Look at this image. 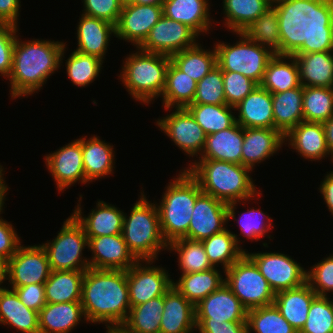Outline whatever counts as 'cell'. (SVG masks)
Returning a JSON list of instances; mask_svg holds the SVG:
<instances>
[{
	"mask_svg": "<svg viewBox=\"0 0 333 333\" xmlns=\"http://www.w3.org/2000/svg\"><path fill=\"white\" fill-rule=\"evenodd\" d=\"M80 302L87 322H105L107 328L120 327L131 308L127 271L88 268Z\"/></svg>",
	"mask_w": 333,
	"mask_h": 333,
	"instance_id": "obj_1",
	"label": "cell"
},
{
	"mask_svg": "<svg viewBox=\"0 0 333 333\" xmlns=\"http://www.w3.org/2000/svg\"><path fill=\"white\" fill-rule=\"evenodd\" d=\"M18 37L8 76L12 99L39 91L60 67L66 49V43L63 42L39 39L22 42Z\"/></svg>",
	"mask_w": 333,
	"mask_h": 333,
	"instance_id": "obj_2",
	"label": "cell"
},
{
	"mask_svg": "<svg viewBox=\"0 0 333 333\" xmlns=\"http://www.w3.org/2000/svg\"><path fill=\"white\" fill-rule=\"evenodd\" d=\"M187 171L198 181L201 191L229 204L261 195L249 176L248 167L230 162L199 159Z\"/></svg>",
	"mask_w": 333,
	"mask_h": 333,
	"instance_id": "obj_3",
	"label": "cell"
},
{
	"mask_svg": "<svg viewBox=\"0 0 333 333\" xmlns=\"http://www.w3.org/2000/svg\"><path fill=\"white\" fill-rule=\"evenodd\" d=\"M290 53L303 87L333 88V46L312 23L296 35Z\"/></svg>",
	"mask_w": 333,
	"mask_h": 333,
	"instance_id": "obj_4",
	"label": "cell"
},
{
	"mask_svg": "<svg viewBox=\"0 0 333 333\" xmlns=\"http://www.w3.org/2000/svg\"><path fill=\"white\" fill-rule=\"evenodd\" d=\"M173 179L157 205L162 236L167 244L187 238L193 207L202 193L198 181L186 169Z\"/></svg>",
	"mask_w": 333,
	"mask_h": 333,
	"instance_id": "obj_5",
	"label": "cell"
},
{
	"mask_svg": "<svg viewBox=\"0 0 333 333\" xmlns=\"http://www.w3.org/2000/svg\"><path fill=\"white\" fill-rule=\"evenodd\" d=\"M141 192L139 201L124 215L122 235L138 261L157 260L158 252L168 249L160 228L157 204L148 202ZM128 217V218H127Z\"/></svg>",
	"mask_w": 333,
	"mask_h": 333,
	"instance_id": "obj_6",
	"label": "cell"
},
{
	"mask_svg": "<svg viewBox=\"0 0 333 333\" xmlns=\"http://www.w3.org/2000/svg\"><path fill=\"white\" fill-rule=\"evenodd\" d=\"M137 49L126 57L119 77L133 99L149 104L163 93L171 58Z\"/></svg>",
	"mask_w": 333,
	"mask_h": 333,
	"instance_id": "obj_7",
	"label": "cell"
},
{
	"mask_svg": "<svg viewBox=\"0 0 333 333\" xmlns=\"http://www.w3.org/2000/svg\"><path fill=\"white\" fill-rule=\"evenodd\" d=\"M307 24L293 9L285 5H273L242 33L273 54H287L292 49L296 35Z\"/></svg>",
	"mask_w": 333,
	"mask_h": 333,
	"instance_id": "obj_8",
	"label": "cell"
},
{
	"mask_svg": "<svg viewBox=\"0 0 333 333\" xmlns=\"http://www.w3.org/2000/svg\"><path fill=\"white\" fill-rule=\"evenodd\" d=\"M236 34L239 35L240 41L235 45L224 42L216 44L217 66L222 71L241 73L259 85L268 62L275 54L248 39L242 32Z\"/></svg>",
	"mask_w": 333,
	"mask_h": 333,
	"instance_id": "obj_9",
	"label": "cell"
},
{
	"mask_svg": "<svg viewBox=\"0 0 333 333\" xmlns=\"http://www.w3.org/2000/svg\"><path fill=\"white\" fill-rule=\"evenodd\" d=\"M223 272L225 284L247 310L273 304L276 294L246 254Z\"/></svg>",
	"mask_w": 333,
	"mask_h": 333,
	"instance_id": "obj_10",
	"label": "cell"
},
{
	"mask_svg": "<svg viewBox=\"0 0 333 333\" xmlns=\"http://www.w3.org/2000/svg\"><path fill=\"white\" fill-rule=\"evenodd\" d=\"M86 246H88V237L73 215L64 221L56 238L42 245L53 271H86L90 268L89 259L82 257V250Z\"/></svg>",
	"mask_w": 333,
	"mask_h": 333,
	"instance_id": "obj_11",
	"label": "cell"
},
{
	"mask_svg": "<svg viewBox=\"0 0 333 333\" xmlns=\"http://www.w3.org/2000/svg\"><path fill=\"white\" fill-rule=\"evenodd\" d=\"M245 254L256 264L274 293L300 287L306 282L304 270L291 257L275 252Z\"/></svg>",
	"mask_w": 333,
	"mask_h": 333,
	"instance_id": "obj_12",
	"label": "cell"
},
{
	"mask_svg": "<svg viewBox=\"0 0 333 333\" xmlns=\"http://www.w3.org/2000/svg\"><path fill=\"white\" fill-rule=\"evenodd\" d=\"M51 268L46 250L42 245H21L7 261L6 280L11 287L45 283Z\"/></svg>",
	"mask_w": 333,
	"mask_h": 333,
	"instance_id": "obj_13",
	"label": "cell"
},
{
	"mask_svg": "<svg viewBox=\"0 0 333 333\" xmlns=\"http://www.w3.org/2000/svg\"><path fill=\"white\" fill-rule=\"evenodd\" d=\"M155 261H137L127 271L130 306L143 304L153 298L164 296L172 287L173 280L162 267L149 266ZM144 265H142V264Z\"/></svg>",
	"mask_w": 333,
	"mask_h": 333,
	"instance_id": "obj_14",
	"label": "cell"
},
{
	"mask_svg": "<svg viewBox=\"0 0 333 333\" xmlns=\"http://www.w3.org/2000/svg\"><path fill=\"white\" fill-rule=\"evenodd\" d=\"M198 36L186 24L162 15L139 48L146 52L171 57L184 49L195 46Z\"/></svg>",
	"mask_w": 333,
	"mask_h": 333,
	"instance_id": "obj_15",
	"label": "cell"
},
{
	"mask_svg": "<svg viewBox=\"0 0 333 333\" xmlns=\"http://www.w3.org/2000/svg\"><path fill=\"white\" fill-rule=\"evenodd\" d=\"M156 123L160 130L188 156L201 155L206 134L186 107L175 108V112L158 119Z\"/></svg>",
	"mask_w": 333,
	"mask_h": 333,
	"instance_id": "obj_16",
	"label": "cell"
},
{
	"mask_svg": "<svg viewBox=\"0 0 333 333\" xmlns=\"http://www.w3.org/2000/svg\"><path fill=\"white\" fill-rule=\"evenodd\" d=\"M162 15V6L159 5L124 4L114 36L139 48Z\"/></svg>",
	"mask_w": 333,
	"mask_h": 333,
	"instance_id": "obj_17",
	"label": "cell"
},
{
	"mask_svg": "<svg viewBox=\"0 0 333 333\" xmlns=\"http://www.w3.org/2000/svg\"><path fill=\"white\" fill-rule=\"evenodd\" d=\"M247 309L224 283L195 305V323L246 321Z\"/></svg>",
	"mask_w": 333,
	"mask_h": 333,
	"instance_id": "obj_18",
	"label": "cell"
},
{
	"mask_svg": "<svg viewBox=\"0 0 333 333\" xmlns=\"http://www.w3.org/2000/svg\"><path fill=\"white\" fill-rule=\"evenodd\" d=\"M228 204L206 193H201L194 204L187 239L202 241L222 232L227 220Z\"/></svg>",
	"mask_w": 333,
	"mask_h": 333,
	"instance_id": "obj_19",
	"label": "cell"
},
{
	"mask_svg": "<svg viewBox=\"0 0 333 333\" xmlns=\"http://www.w3.org/2000/svg\"><path fill=\"white\" fill-rule=\"evenodd\" d=\"M45 162L58 191L62 192L78 181L88 183L82 161V138L72 141L54 153L45 155Z\"/></svg>",
	"mask_w": 333,
	"mask_h": 333,
	"instance_id": "obj_20",
	"label": "cell"
},
{
	"mask_svg": "<svg viewBox=\"0 0 333 333\" xmlns=\"http://www.w3.org/2000/svg\"><path fill=\"white\" fill-rule=\"evenodd\" d=\"M92 259L89 267L99 270H128L138 260L130 252L122 234L88 237Z\"/></svg>",
	"mask_w": 333,
	"mask_h": 333,
	"instance_id": "obj_21",
	"label": "cell"
},
{
	"mask_svg": "<svg viewBox=\"0 0 333 333\" xmlns=\"http://www.w3.org/2000/svg\"><path fill=\"white\" fill-rule=\"evenodd\" d=\"M285 143V136L274 128H243L241 164L253 169L256 163L273 156Z\"/></svg>",
	"mask_w": 333,
	"mask_h": 333,
	"instance_id": "obj_22",
	"label": "cell"
},
{
	"mask_svg": "<svg viewBox=\"0 0 333 333\" xmlns=\"http://www.w3.org/2000/svg\"><path fill=\"white\" fill-rule=\"evenodd\" d=\"M159 333H192L196 329L195 306L173 285L164 295Z\"/></svg>",
	"mask_w": 333,
	"mask_h": 333,
	"instance_id": "obj_23",
	"label": "cell"
},
{
	"mask_svg": "<svg viewBox=\"0 0 333 333\" xmlns=\"http://www.w3.org/2000/svg\"><path fill=\"white\" fill-rule=\"evenodd\" d=\"M87 217H83L80 203L75 207L72 215L82 225L87 237L110 236L122 234L125 214L112 204L97 201Z\"/></svg>",
	"mask_w": 333,
	"mask_h": 333,
	"instance_id": "obj_24",
	"label": "cell"
},
{
	"mask_svg": "<svg viewBox=\"0 0 333 333\" xmlns=\"http://www.w3.org/2000/svg\"><path fill=\"white\" fill-rule=\"evenodd\" d=\"M236 122L243 128H274L272 94L257 85L238 105Z\"/></svg>",
	"mask_w": 333,
	"mask_h": 333,
	"instance_id": "obj_25",
	"label": "cell"
},
{
	"mask_svg": "<svg viewBox=\"0 0 333 333\" xmlns=\"http://www.w3.org/2000/svg\"><path fill=\"white\" fill-rule=\"evenodd\" d=\"M77 29L78 47L76 51L96 56L104 61L111 35H115V25L103 19L81 15Z\"/></svg>",
	"mask_w": 333,
	"mask_h": 333,
	"instance_id": "obj_26",
	"label": "cell"
},
{
	"mask_svg": "<svg viewBox=\"0 0 333 333\" xmlns=\"http://www.w3.org/2000/svg\"><path fill=\"white\" fill-rule=\"evenodd\" d=\"M285 139L290 147L305 159L316 161L329 155L323 123L302 121L285 136Z\"/></svg>",
	"mask_w": 333,
	"mask_h": 333,
	"instance_id": "obj_27",
	"label": "cell"
},
{
	"mask_svg": "<svg viewBox=\"0 0 333 333\" xmlns=\"http://www.w3.org/2000/svg\"><path fill=\"white\" fill-rule=\"evenodd\" d=\"M317 296L305 282L300 287L276 293L273 304L299 333L306 323L310 305Z\"/></svg>",
	"mask_w": 333,
	"mask_h": 333,
	"instance_id": "obj_28",
	"label": "cell"
},
{
	"mask_svg": "<svg viewBox=\"0 0 333 333\" xmlns=\"http://www.w3.org/2000/svg\"><path fill=\"white\" fill-rule=\"evenodd\" d=\"M243 127L237 122L226 130L206 135L199 159H212L241 164Z\"/></svg>",
	"mask_w": 333,
	"mask_h": 333,
	"instance_id": "obj_29",
	"label": "cell"
},
{
	"mask_svg": "<svg viewBox=\"0 0 333 333\" xmlns=\"http://www.w3.org/2000/svg\"><path fill=\"white\" fill-rule=\"evenodd\" d=\"M82 318L85 315L80 301L46 303L38 313L39 330L40 333H69Z\"/></svg>",
	"mask_w": 333,
	"mask_h": 333,
	"instance_id": "obj_30",
	"label": "cell"
},
{
	"mask_svg": "<svg viewBox=\"0 0 333 333\" xmlns=\"http://www.w3.org/2000/svg\"><path fill=\"white\" fill-rule=\"evenodd\" d=\"M0 324L22 333H40L38 312L27 308L14 289L0 287Z\"/></svg>",
	"mask_w": 333,
	"mask_h": 333,
	"instance_id": "obj_31",
	"label": "cell"
},
{
	"mask_svg": "<svg viewBox=\"0 0 333 333\" xmlns=\"http://www.w3.org/2000/svg\"><path fill=\"white\" fill-rule=\"evenodd\" d=\"M209 0H164L162 4L163 15L186 24L198 35L211 28Z\"/></svg>",
	"mask_w": 333,
	"mask_h": 333,
	"instance_id": "obj_32",
	"label": "cell"
},
{
	"mask_svg": "<svg viewBox=\"0 0 333 333\" xmlns=\"http://www.w3.org/2000/svg\"><path fill=\"white\" fill-rule=\"evenodd\" d=\"M303 86L272 93L274 129L286 136L303 118Z\"/></svg>",
	"mask_w": 333,
	"mask_h": 333,
	"instance_id": "obj_33",
	"label": "cell"
},
{
	"mask_svg": "<svg viewBox=\"0 0 333 333\" xmlns=\"http://www.w3.org/2000/svg\"><path fill=\"white\" fill-rule=\"evenodd\" d=\"M86 137L82 138V161L86 180L92 182L113 173L114 148L97 135Z\"/></svg>",
	"mask_w": 333,
	"mask_h": 333,
	"instance_id": "obj_34",
	"label": "cell"
},
{
	"mask_svg": "<svg viewBox=\"0 0 333 333\" xmlns=\"http://www.w3.org/2000/svg\"><path fill=\"white\" fill-rule=\"evenodd\" d=\"M259 85L271 94L299 87L301 84L295 57L290 52L287 54H275L268 62Z\"/></svg>",
	"mask_w": 333,
	"mask_h": 333,
	"instance_id": "obj_35",
	"label": "cell"
},
{
	"mask_svg": "<svg viewBox=\"0 0 333 333\" xmlns=\"http://www.w3.org/2000/svg\"><path fill=\"white\" fill-rule=\"evenodd\" d=\"M85 271H53L44 283L46 303L81 301L82 282Z\"/></svg>",
	"mask_w": 333,
	"mask_h": 333,
	"instance_id": "obj_36",
	"label": "cell"
},
{
	"mask_svg": "<svg viewBox=\"0 0 333 333\" xmlns=\"http://www.w3.org/2000/svg\"><path fill=\"white\" fill-rule=\"evenodd\" d=\"M172 285L194 306L212 292L216 291L225 279L216 267L196 273L182 274Z\"/></svg>",
	"mask_w": 333,
	"mask_h": 333,
	"instance_id": "obj_37",
	"label": "cell"
},
{
	"mask_svg": "<svg viewBox=\"0 0 333 333\" xmlns=\"http://www.w3.org/2000/svg\"><path fill=\"white\" fill-rule=\"evenodd\" d=\"M197 82L178 69L171 61L166 73V83L162 93L164 108H185L192 104Z\"/></svg>",
	"mask_w": 333,
	"mask_h": 333,
	"instance_id": "obj_38",
	"label": "cell"
},
{
	"mask_svg": "<svg viewBox=\"0 0 333 333\" xmlns=\"http://www.w3.org/2000/svg\"><path fill=\"white\" fill-rule=\"evenodd\" d=\"M237 236L228 229H224L201 241L213 267L221 263L226 271L245 254L246 251L241 248L240 240H238L240 238Z\"/></svg>",
	"mask_w": 333,
	"mask_h": 333,
	"instance_id": "obj_39",
	"label": "cell"
},
{
	"mask_svg": "<svg viewBox=\"0 0 333 333\" xmlns=\"http://www.w3.org/2000/svg\"><path fill=\"white\" fill-rule=\"evenodd\" d=\"M163 309L164 296L133 306L120 327L127 333H159Z\"/></svg>",
	"mask_w": 333,
	"mask_h": 333,
	"instance_id": "obj_40",
	"label": "cell"
},
{
	"mask_svg": "<svg viewBox=\"0 0 333 333\" xmlns=\"http://www.w3.org/2000/svg\"><path fill=\"white\" fill-rule=\"evenodd\" d=\"M225 26L240 33L265 13L273 3L270 0H223Z\"/></svg>",
	"mask_w": 333,
	"mask_h": 333,
	"instance_id": "obj_41",
	"label": "cell"
},
{
	"mask_svg": "<svg viewBox=\"0 0 333 333\" xmlns=\"http://www.w3.org/2000/svg\"><path fill=\"white\" fill-rule=\"evenodd\" d=\"M197 42L193 47L172 55L171 62L197 83L217 65L215 47L205 50Z\"/></svg>",
	"mask_w": 333,
	"mask_h": 333,
	"instance_id": "obj_42",
	"label": "cell"
},
{
	"mask_svg": "<svg viewBox=\"0 0 333 333\" xmlns=\"http://www.w3.org/2000/svg\"><path fill=\"white\" fill-rule=\"evenodd\" d=\"M206 135L226 130L236 123L234 107L227 104H190L186 107Z\"/></svg>",
	"mask_w": 333,
	"mask_h": 333,
	"instance_id": "obj_43",
	"label": "cell"
},
{
	"mask_svg": "<svg viewBox=\"0 0 333 333\" xmlns=\"http://www.w3.org/2000/svg\"><path fill=\"white\" fill-rule=\"evenodd\" d=\"M247 333H298L274 304L247 310Z\"/></svg>",
	"mask_w": 333,
	"mask_h": 333,
	"instance_id": "obj_44",
	"label": "cell"
},
{
	"mask_svg": "<svg viewBox=\"0 0 333 333\" xmlns=\"http://www.w3.org/2000/svg\"><path fill=\"white\" fill-rule=\"evenodd\" d=\"M167 250L179 254L178 265L182 274L196 273L213 268L201 241L180 238L169 243Z\"/></svg>",
	"mask_w": 333,
	"mask_h": 333,
	"instance_id": "obj_45",
	"label": "cell"
},
{
	"mask_svg": "<svg viewBox=\"0 0 333 333\" xmlns=\"http://www.w3.org/2000/svg\"><path fill=\"white\" fill-rule=\"evenodd\" d=\"M303 118L324 123L333 115V88L303 87Z\"/></svg>",
	"mask_w": 333,
	"mask_h": 333,
	"instance_id": "obj_46",
	"label": "cell"
},
{
	"mask_svg": "<svg viewBox=\"0 0 333 333\" xmlns=\"http://www.w3.org/2000/svg\"><path fill=\"white\" fill-rule=\"evenodd\" d=\"M65 63L67 75L73 85L81 88L92 83L103 67V61L98 57L82 54L75 49Z\"/></svg>",
	"mask_w": 333,
	"mask_h": 333,
	"instance_id": "obj_47",
	"label": "cell"
},
{
	"mask_svg": "<svg viewBox=\"0 0 333 333\" xmlns=\"http://www.w3.org/2000/svg\"><path fill=\"white\" fill-rule=\"evenodd\" d=\"M237 202L229 203L227 206V220L235 219L240 225L241 234L246 236L251 240H259L263 238L266 233L270 231L271 218L265 216V213L260 211V209L250 208V210L244 212L239 216V219H236L235 209ZM266 218L267 221L263 222V218ZM269 222V223H268ZM267 223V224H266Z\"/></svg>",
	"mask_w": 333,
	"mask_h": 333,
	"instance_id": "obj_48",
	"label": "cell"
},
{
	"mask_svg": "<svg viewBox=\"0 0 333 333\" xmlns=\"http://www.w3.org/2000/svg\"><path fill=\"white\" fill-rule=\"evenodd\" d=\"M317 296L311 303L307 320L299 333H333V300Z\"/></svg>",
	"mask_w": 333,
	"mask_h": 333,
	"instance_id": "obj_49",
	"label": "cell"
},
{
	"mask_svg": "<svg viewBox=\"0 0 333 333\" xmlns=\"http://www.w3.org/2000/svg\"><path fill=\"white\" fill-rule=\"evenodd\" d=\"M192 104H226L223 71L217 65L197 83Z\"/></svg>",
	"mask_w": 333,
	"mask_h": 333,
	"instance_id": "obj_50",
	"label": "cell"
},
{
	"mask_svg": "<svg viewBox=\"0 0 333 333\" xmlns=\"http://www.w3.org/2000/svg\"><path fill=\"white\" fill-rule=\"evenodd\" d=\"M226 104L235 107L258 85L241 73L223 71Z\"/></svg>",
	"mask_w": 333,
	"mask_h": 333,
	"instance_id": "obj_51",
	"label": "cell"
},
{
	"mask_svg": "<svg viewBox=\"0 0 333 333\" xmlns=\"http://www.w3.org/2000/svg\"><path fill=\"white\" fill-rule=\"evenodd\" d=\"M306 282L318 296L333 292V255L313 265L306 273Z\"/></svg>",
	"mask_w": 333,
	"mask_h": 333,
	"instance_id": "obj_52",
	"label": "cell"
},
{
	"mask_svg": "<svg viewBox=\"0 0 333 333\" xmlns=\"http://www.w3.org/2000/svg\"><path fill=\"white\" fill-rule=\"evenodd\" d=\"M273 5H285L293 9L307 23H312L332 3V0H270Z\"/></svg>",
	"mask_w": 333,
	"mask_h": 333,
	"instance_id": "obj_53",
	"label": "cell"
},
{
	"mask_svg": "<svg viewBox=\"0 0 333 333\" xmlns=\"http://www.w3.org/2000/svg\"><path fill=\"white\" fill-rule=\"evenodd\" d=\"M17 26L0 24V74L8 78L13 62Z\"/></svg>",
	"mask_w": 333,
	"mask_h": 333,
	"instance_id": "obj_54",
	"label": "cell"
},
{
	"mask_svg": "<svg viewBox=\"0 0 333 333\" xmlns=\"http://www.w3.org/2000/svg\"><path fill=\"white\" fill-rule=\"evenodd\" d=\"M83 14L103 19L116 25L122 10L123 4L119 0H83Z\"/></svg>",
	"mask_w": 333,
	"mask_h": 333,
	"instance_id": "obj_55",
	"label": "cell"
},
{
	"mask_svg": "<svg viewBox=\"0 0 333 333\" xmlns=\"http://www.w3.org/2000/svg\"><path fill=\"white\" fill-rule=\"evenodd\" d=\"M19 296L21 302L29 309L39 313L46 304L44 283L30 284L22 287H11Z\"/></svg>",
	"mask_w": 333,
	"mask_h": 333,
	"instance_id": "obj_56",
	"label": "cell"
},
{
	"mask_svg": "<svg viewBox=\"0 0 333 333\" xmlns=\"http://www.w3.org/2000/svg\"><path fill=\"white\" fill-rule=\"evenodd\" d=\"M21 245L13 225L0 217V257L7 262Z\"/></svg>",
	"mask_w": 333,
	"mask_h": 333,
	"instance_id": "obj_57",
	"label": "cell"
},
{
	"mask_svg": "<svg viewBox=\"0 0 333 333\" xmlns=\"http://www.w3.org/2000/svg\"><path fill=\"white\" fill-rule=\"evenodd\" d=\"M200 333H247L246 321L196 323Z\"/></svg>",
	"mask_w": 333,
	"mask_h": 333,
	"instance_id": "obj_58",
	"label": "cell"
},
{
	"mask_svg": "<svg viewBox=\"0 0 333 333\" xmlns=\"http://www.w3.org/2000/svg\"><path fill=\"white\" fill-rule=\"evenodd\" d=\"M20 0H0V24L17 26Z\"/></svg>",
	"mask_w": 333,
	"mask_h": 333,
	"instance_id": "obj_59",
	"label": "cell"
},
{
	"mask_svg": "<svg viewBox=\"0 0 333 333\" xmlns=\"http://www.w3.org/2000/svg\"><path fill=\"white\" fill-rule=\"evenodd\" d=\"M312 24L333 46V3Z\"/></svg>",
	"mask_w": 333,
	"mask_h": 333,
	"instance_id": "obj_60",
	"label": "cell"
},
{
	"mask_svg": "<svg viewBox=\"0 0 333 333\" xmlns=\"http://www.w3.org/2000/svg\"><path fill=\"white\" fill-rule=\"evenodd\" d=\"M319 190L330 213L333 214V171H330V173L325 176L323 182H321Z\"/></svg>",
	"mask_w": 333,
	"mask_h": 333,
	"instance_id": "obj_61",
	"label": "cell"
},
{
	"mask_svg": "<svg viewBox=\"0 0 333 333\" xmlns=\"http://www.w3.org/2000/svg\"><path fill=\"white\" fill-rule=\"evenodd\" d=\"M326 134V144L329 150V154L331 155V159L333 160V115L323 123Z\"/></svg>",
	"mask_w": 333,
	"mask_h": 333,
	"instance_id": "obj_62",
	"label": "cell"
},
{
	"mask_svg": "<svg viewBox=\"0 0 333 333\" xmlns=\"http://www.w3.org/2000/svg\"><path fill=\"white\" fill-rule=\"evenodd\" d=\"M3 168H2V166L0 165V214H2L1 212H3L2 210H4L3 209V205H4V201H5V196H6V192H7V190H8V186H7V184L5 185V181H4V175H3ZM1 217V216H0Z\"/></svg>",
	"mask_w": 333,
	"mask_h": 333,
	"instance_id": "obj_63",
	"label": "cell"
},
{
	"mask_svg": "<svg viewBox=\"0 0 333 333\" xmlns=\"http://www.w3.org/2000/svg\"><path fill=\"white\" fill-rule=\"evenodd\" d=\"M164 0H133L131 3L141 5H159L162 6Z\"/></svg>",
	"mask_w": 333,
	"mask_h": 333,
	"instance_id": "obj_64",
	"label": "cell"
},
{
	"mask_svg": "<svg viewBox=\"0 0 333 333\" xmlns=\"http://www.w3.org/2000/svg\"><path fill=\"white\" fill-rule=\"evenodd\" d=\"M7 262L0 257V286L6 280Z\"/></svg>",
	"mask_w": 333,
	"mask_h": 333,
	"instance_id": "obj_65",
	"label": "cell"
},
{
	"mask_svg": "<svg viewBox=\"0 0 333 333\" xmlns=\"http://www.w3.org/2000/svg\"><path fill=\"white\" fill-rule=\"evenodd\" d=\"M107 333H127L121 327H109L107 328Z\"/></svg>",
	"mask_w": 333,
	"mask_h": 333,
	"instance_id": "obj_66",
	"label": "cell"
},
{
	"mask_svg": "<svg viewBox=\"0 0 333 333\" xmlns=\"http://www.w3.org/2000/svg\"><path fill=\"white\" fill-rule=\"evenodd\" d=\"M123 5L127 3H131L133 0H119Z\"/></svg>",
	"mask_w": 333,
	"mask_h": 333,
	"instance_id": "obj_67",
	"label": "cell"
}]
</instances>
